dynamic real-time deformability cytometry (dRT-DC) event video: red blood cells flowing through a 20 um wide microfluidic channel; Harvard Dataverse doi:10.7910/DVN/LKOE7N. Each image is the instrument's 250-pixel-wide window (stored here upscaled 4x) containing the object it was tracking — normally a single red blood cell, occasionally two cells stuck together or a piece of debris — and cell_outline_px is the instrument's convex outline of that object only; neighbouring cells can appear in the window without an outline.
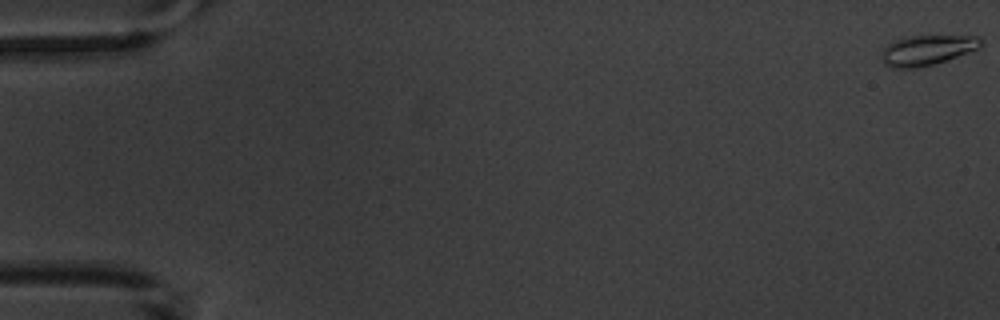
{"species": "common noctule bat (a hibernating species)", "species_latin": "Nyctalus noctula", "temperature_condition": "warm", "stored_images_in_passage": 4, "camera_frame_rate_fps": 3000, "um_per_image_px": 0.085, "animal": {"sex": "male", "body_mass_g": 20.1, "forearm_length_mm": 53.5}, "frame": {"image": 1, "passage_image": 1, "time_ms": 0.0, "image_size_px": [1000, 320], "cell_outline_px": [[984, 44], [980, 48], [920, 68], [888, 68], [880, 60], [880, 52], [888, 44], [896, 40], [908, 36], [980, 36], [984, 40]], "centroid_in_image_um": [78.78, 4.26], "position_along_channel_um": 6.2, "area_um2": 17.57}}